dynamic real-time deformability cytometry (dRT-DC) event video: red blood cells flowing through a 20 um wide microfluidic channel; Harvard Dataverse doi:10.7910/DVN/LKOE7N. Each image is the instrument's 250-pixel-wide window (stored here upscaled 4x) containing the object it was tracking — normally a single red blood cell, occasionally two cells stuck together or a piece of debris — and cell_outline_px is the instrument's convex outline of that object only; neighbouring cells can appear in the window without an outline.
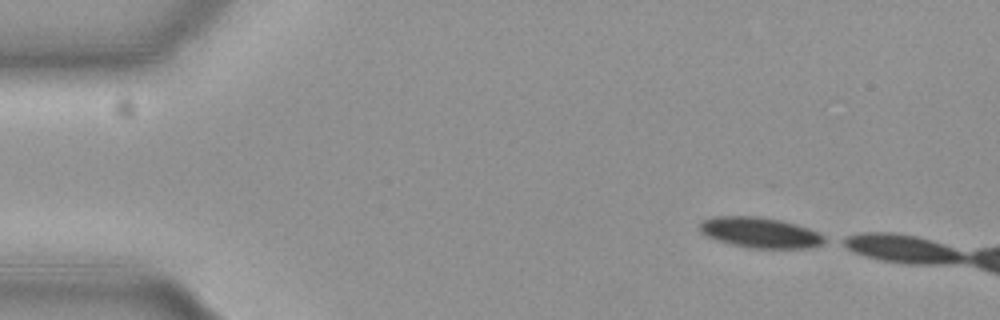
{"species": "common noctule bat (a hibernating species)", "species_latin": "Nyctalus noctula", "temperature_condition": "cold", "stored_images_in_passage": 5, "camera_frame_rate_fps": 3000, "um_per_image_px": 0.085, "animal": {"sex": "female", "body_mass_g": 19.3, "forearm_length_mm": 54.1}, "frame": {"image": 1, "passage_image": 1, "time_ms": 0.0, "image_size_px": [1000, 320], "cell_outline_px": [[832, 240], [824, 244], [808, 248], [752, 248], [732, 244], [716, 240], [704, 236], [700, 232], [700, 224], [704, 220], [716, 216], [760, 216], [780, 220], [796, 224], [808, 228]], "centroid_in_image_um": [64.64, 19.77], "position_along_channel_um": 20.4, "area_um2": 22.37}}